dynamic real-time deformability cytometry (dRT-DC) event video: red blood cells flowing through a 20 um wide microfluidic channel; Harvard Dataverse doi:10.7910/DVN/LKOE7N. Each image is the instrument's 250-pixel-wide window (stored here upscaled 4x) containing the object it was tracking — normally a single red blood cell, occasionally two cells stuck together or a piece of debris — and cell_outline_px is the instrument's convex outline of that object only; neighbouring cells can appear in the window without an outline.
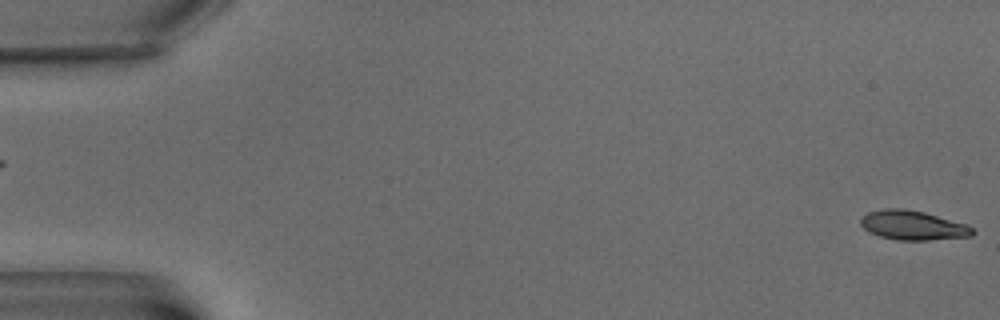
{"species": "common noctule bat (a hibernating species)", "species_latin": "Nyctalus noctula", "temperature_condition": "warm", "stored_images_in_passage": 3, "segment_of_instrument_passage": [2, 2], "camera_frame_rate_fps": 3000, "um_per_image_px": 0.085, "animal": {"sex": "male", "body_mass_g": 15.6}, "frame": {"image": 1, "passage_image": 3, "time_ms": 2.333, "image_size_px": [1000, 320], "cell_outline_px": [[976, 232], [972, 236], [928, 240], [896, 240], [880, 236], [868, 232], [860, 224], [860, 216], [868, 212], [884, 208], [904, 208], [924, 212], [968, 224]], "centroid_in_image_um": [77.58, 19.14], "position_along_channel_um": 7.4, "area_um2": 19.36}}